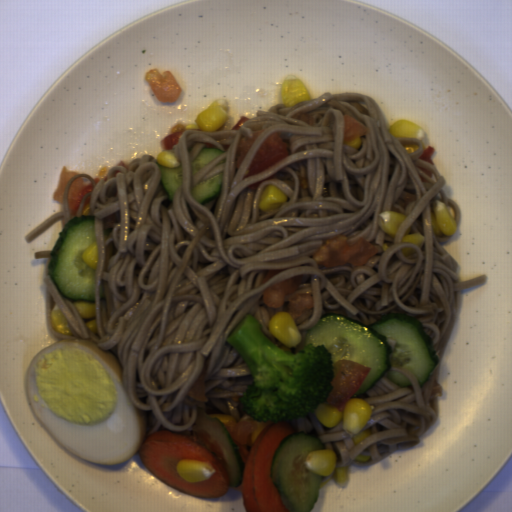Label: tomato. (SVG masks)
Here are the masks:
<instances>
[{"mask_svg": "<svg viewBox=\"0 0 512 512\" xmlns=\"http://www.w3.org/2000/svg\"><path fill=\"white\" fill-rule=\"evenodd\" d=\"M288 155L287 142L283 141L282 134L272 133L261 143L242 180L275 166Z\"/></svg>", "mask_w": 512, "mask_h": 512, "instance_id": "269afe34", "label": "tomato"}, {"mask_svg": "<svg viewBox=\"0 0 512 512\" xmlns=\"http://www.w3.org/2000/svg\"><path fill=\"white\" fill-rule=\"evenodd\" d=\"M91 200H92V195H89L88 197H86V199H85V201L83 203L81 217H83V213H84V210H85V207H86L87 204H89L90 208H91Z\"/></svg>", "mask_w": 512, "mask_h": 512, "instance_id": "2229d980", "label": "tomato"}, {"mask_svg": "<svg viewBox=\"0 0 512 512\" xmlns=\"http://www.w3.org/2000/svg\"><path fill=\"white\" fill-rule=\"evenodd\" d=\"M94 184L91 182L84 185L83 177H79L70 183L68 194V207L71 215L76 216L79 205L82 199L94 189Z\"/></svg>", "mask_w": 512, "mask_h": 512, "instance_id": "88470153", "label": "tomato"}, {"mask_svg": "<svg viewBox=\"0 0 512 512\" xmlns=\"http://www.w3.org/2000/svg\"><path fill=\"white\" fill-rule=\"evenodd\" d=\"M368 128L352 116H344L343 142L350 143L367 135Z\"/></svg>", "mask_w": 512, "mask_h": 512, "instance_id": "46de05ee", "label": "tomato"}, {"mask_svg": "<svg viewBox=\"0 0 512 512\" xmlns=\"http://www.w3.org/2000/svg\"><path fill=\"white\" fill-rule=\"evenodd\" d=\"M435 154V148L433 146L427 147L422 155L419 157L421 161H425L427 163H430L432 165H435V161L432 158V155Z\"/></svg>", "mask_w": 512, "mask_h": 512, "instance_id": "80262fee", "label": "tomato"}, {"mask_svg": "<svg viewBox=\"0 0 512 512\" xmlns=\"http://www.w3.org/2000/svg\"><path fill=\"white\" fill-rule=\"evenodd\" d=\"M304 281L302 274H295L263 290L262 300L271 308L286 306L288 314L294 320L305 310L313 306L311 294L297 293L296 288Z\"/></svg>", "mask_w": 512, "mask_h": 512, "instance_id": "590e3db6", "label": "tomato"}, {"mask_svg": "<svg viewBox=\"0 0 512 512\" xmlns=\"http://www.w3.org/2000/svg\"><path fill=\"white\" fill-rule=\"evenodd\" d=\"M107 172H108V166H103L102 168H100V171L99 173L93 178L94 180V183L95 185L99 182V181H107Z\"/></svg>", "mask_w": 512, "mask_h": 512, "instance_id": "29d91c01", "label": "tomato"}, {"mask_svg": "<svg viewBox=\"0 0 512 512\" xmlns=\"http://www.w3.org/2000/svg\"><path fill=\"white\" fill-rule=\"evenodd\" d=\"M186 126L184 124H175L171 131L168 133L166 137L162 139L160 142V147L164 150L173 149L174 145H177L180 137L186 130Z\"/></svg>", "mask_w": 512, "mask_h": 512, "instance_id": "9c272edf", "label": "tomato"}, {"mask_svg": "<svg viewBox=\"0 0 512 512\" xmlns=\"http://www.w3.org/2000/svg\"><path fill=\"white\" fill-rule=\"evenodd\" d=\"M248 120H251V119H248L247 117H244V116H240L239 120L237 121V123L234 125V127L231 129V130H240V128L248 121Z\"/></svg>", "mask_w": 512, "mask_h": 512, "instance_id": "b6d33558", "label": "tomato"}, {"mask_svg": "<svg viewBox=\"0 0 512 512\" xmlns=\"http://www.w3.org/2000/svg\"><path fill=\"white\" fill-rule=\"evenodd\" d=\"M155 98L162 103H175L182 89L170 71H160L153 67L144 76Z\"/></svg>", "mask_w": 512, "mask_h": 512, "instance_id": "8d92a7de", "label": "tomato"}, {"mask_svg": "<svg viewBox=\"0 0 512 512\" xmlns=\"http://www.w3.org/2000/svg\"><path fill=\"white\" fill-rule=\"evenodd\" d=\"M223 425L225 426L233 445L240 452L245 468L253 446V440L258 428V423H250L247 421H228Z\"/></svg>", "mask_w": 512, "mask_h": 512, "instance_id": "978c3c59", "label": "tomato"}, {"mask_svg": "<svg viewBox=\"0 0 512 512\" xmlns=\"http://www.w3.org/2000/svg\"><path fill=\"white\" fill-rule=\"evenodd\" d=\"M205 392H206V368L201 371L198 379L195 383L190 387L187 391L186 395L197 400V401H205Z\"/></svg>", "mask_w": 512, "mask_h": 512, "instance_id": "574138fd", "label": "tomato"}, {"mask_svg": "<svg viewBox=\"0 0 512 512\" xmlns=\"http://www.w3.org/2000/svg\"><path fill=\"white\" fill-rule=\"evenodd\" d=\"M188 437L190 439L202 444L203 446H205L207 449H209L211 451L214 458H216L223 465L227 466V463L223 457L220 445L214 443L211 440L209 433L195 432V433H191Z\"/></svg>", "mask_w": 512, "mask_h": 512, "instance_id": "a4742009", "label": "tomato"}, {"mask_svg": "<svg viewBox=\"0 0 512 512\" xmlns=\"http://www.w3.org/2000/svg\"><path fill=\"white\" fill-rule=\"evenodd\" d=\"M332 386L326 398L328 405L342 412L348 407L351 398L367 379L370 367L357 361L339 359L331 362Z\"/></svg>", "mask_w": 512, "mask_h": 512, "instance_id": "da07e99c", "label": "tomato"}, {"mask_svg": "<svg viewBox=\"0 0 512 512\" xmlns=\"http://www.w3.org/2000/svg\"><path fill=\"white\" fill-rule=\"evenodd\" d=\"M377 249L365 238H358L353 243L348 237L336 236L325 240L313 255L316 264L327 267L353 265L363 267L375 254Z\"/></svg>", "mask_w": 512, "mask_h": 512, "instance_id": "512abeb7", "label": "tomato"}, {"mask_svg": "<svg viewBox=\"0 0 512 512\" xmlns=\"http://www.w3.org/2000/svg\"><path fill=\"white\" fill-rule=\"evenodd\" d=\"M264 132V129H261L254 134H252V137L248 139H241L239 143V149H238V156H237V163L236 167L237 169L241 167L244 159L246 158L248 152L253 147V145L256 143V141L259 139V137Z\"/></svg>", "mask_w": 512, "mask_h": 512, "instance_id": "7efe387b", "label": "tomato"}, {"mask_svg": "<svg viewBox=\"0 0 512 512\" xmlns=\"http://www.w3.org/2000/svg\"><path fill=\"white\" fill-rule=\"evenodd\" d=\"M77 174H81V173L68 170L66 166L63 167V169L59 175L58 188L53 195V200L56 201L59 205H63V203H64L65 192H66L67 184H68L70 177L77 175Z\"/></svg>", "mask_w": 512, "mask_h": 512, "instance_id": "76980f39", "label": "tomato"}]
</instances>
